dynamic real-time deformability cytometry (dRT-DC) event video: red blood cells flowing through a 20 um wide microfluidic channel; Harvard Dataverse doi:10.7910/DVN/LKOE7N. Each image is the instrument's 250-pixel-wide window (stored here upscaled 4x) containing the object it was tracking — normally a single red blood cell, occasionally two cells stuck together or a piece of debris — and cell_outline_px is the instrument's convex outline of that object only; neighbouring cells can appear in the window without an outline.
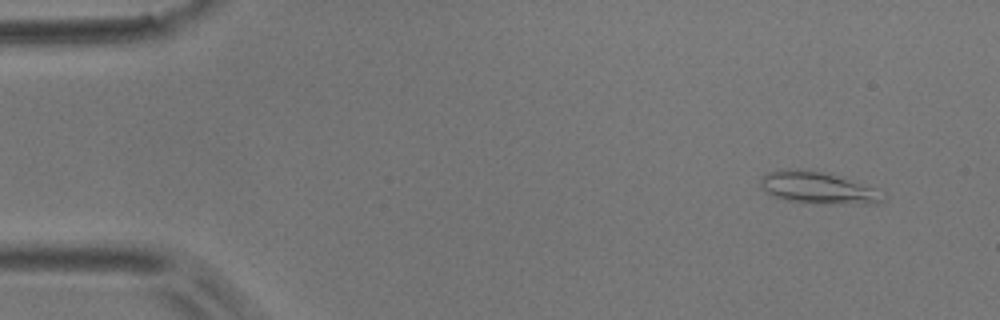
{"species": "common noctule bat (a hibernating species)", "species_latin": "Nyctalus noctula", "temperature_condition": "room temperature", "stored_images_in_passage": 48, "camera_frame_rate_fps": 3000, "um_per_image_px": 0.085, "animal": {"sex": "male", "body_mass_g": 17.9}, "frame": {"image": 1, "passage_image": 1, "time_ms": 0.0, "image_size_px": [1000, 320], "cell_outline_px": [[884, 200], [880, 204], [812, 204], [784, 200], [772, 196], [764, 192], [760, 188], [760, 176], [768, 172], [792, 168], [796, 168], [832, 172], [872, 188]], "centroid_in_image_um": [69.42, 15.96], "position_along_channel_um": 15.6, "area_um2": 23.35}}
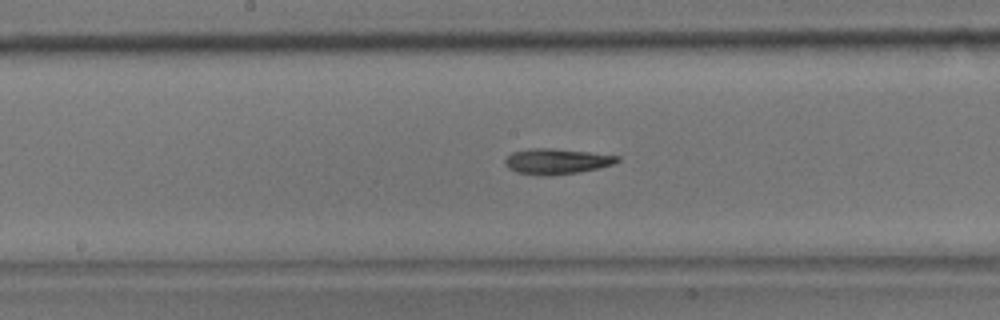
{"frame": {"image": 2, "passage_image": 23, "time_ms": 7.333, "image_size_px": [1000, 320], "cell_outline_px": [[620, 160], [612, 164], [596, 168], [576, 172], [544, 176], [516, 172], [508, 168], [504, 164], [504, 160], [512, 152], [528, 148], [552, 148], [588, 152], [620, 156]], "centroid_in_image_um": [47.25, 13.7], "position_along_channel_um": 200.9, "area_um2": 16.53}}
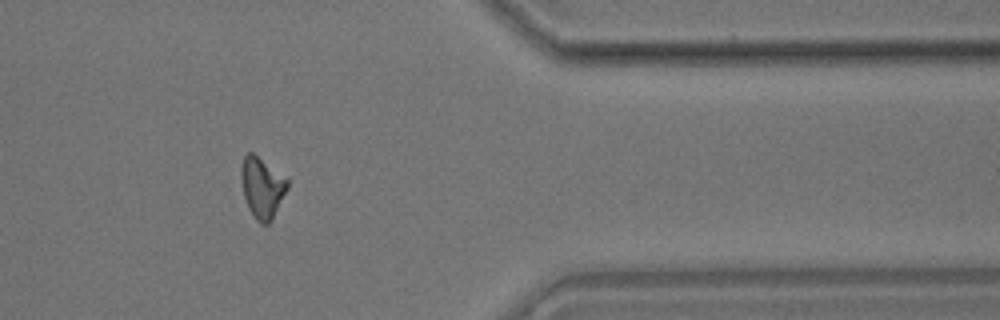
{"frame": {"image": 3, "passage_image": 39, "time_ms": 12.667, "image_size_px": [1000, 320], "cell_outline_px": [[288, 188], [272, 220], [268, 224], [260, 224], [256, 220], [248, 208], [244, 196], [240, 176], [240, 168], [244, 156], [248, 152], [252, 152], [288, 180]], "centroid_in_image_um": [22.26, 15.97], "position_along_channel_um": 389.1, "area_um2": 16.24}, "authors_computed_cell_mechanics": {"area_um2": 16.2129, "velocity_mm_per_s": 3.9048, "shape_relaxation_time_tau1_ms": 4.1507, "shape_relaxation_time_tau2_ms": 7.4295, "deformation_change_tau1": 0.1573, "deformation_change_tau2": 0.1657}}